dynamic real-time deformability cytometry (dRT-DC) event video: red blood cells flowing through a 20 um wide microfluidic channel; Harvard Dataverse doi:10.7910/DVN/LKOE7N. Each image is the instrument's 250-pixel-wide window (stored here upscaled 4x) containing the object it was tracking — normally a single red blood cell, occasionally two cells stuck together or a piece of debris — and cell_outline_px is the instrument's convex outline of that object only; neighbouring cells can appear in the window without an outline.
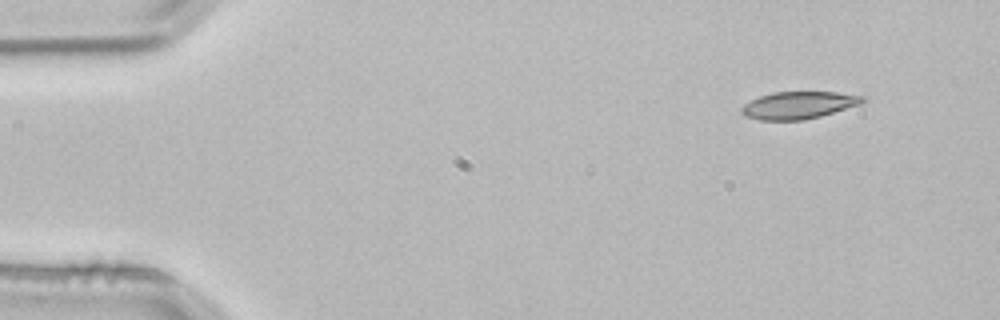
{"species": "common noctule bat (a hibernating species)", "species_latin": "Nyctalus noctula", "temperature_condition": "room temperature", "stored_images_in_passage": 3, "camera_frame_rate_fps": 3000, "um_per_image_px": 0.085, "animal": {"sex": "male", "body_mass_g": 21.5, "forearm_length_mm": 52.0}, "frame": {"image": 1, "passage_image": 1, "time_ms": 0.0, "image_size_px": [1000, 320], "cell_outline_px": [[868, 100], [860, 104], [820, 116], [804, 120], [760, 120], [744, 116], [740, 108], [744, 104], [760, 96], [772, 92], [836, 92], [868, 96]], "centroid_in_image_um": [67.91, 8.93], "position_along_channel_um": 17.1, "area_um2": 19.31}}
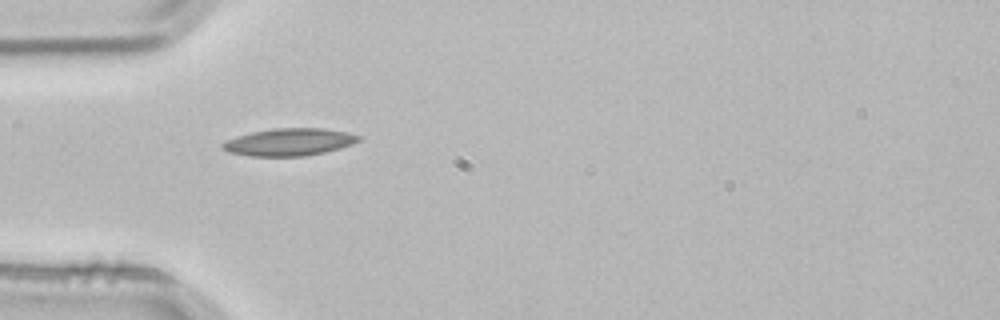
{"frame": {"image": 2, "passage_image": 3, "time_ms": 0.667, "image_size_px": [1000, 320], "cell_outline_px": [[360, 140], [352, 144], [340, 148], [324, 152], [304, 156], [248, 156], [228, 152], [220, 144], [236, 136], [252, 132], [272, 128], [324, 128], [348, 132], [360, 136]], "centroid_in_image_um": [24.59, 12.07], "position_along_channel_um": 60.4, "area_um2": 21.68}}